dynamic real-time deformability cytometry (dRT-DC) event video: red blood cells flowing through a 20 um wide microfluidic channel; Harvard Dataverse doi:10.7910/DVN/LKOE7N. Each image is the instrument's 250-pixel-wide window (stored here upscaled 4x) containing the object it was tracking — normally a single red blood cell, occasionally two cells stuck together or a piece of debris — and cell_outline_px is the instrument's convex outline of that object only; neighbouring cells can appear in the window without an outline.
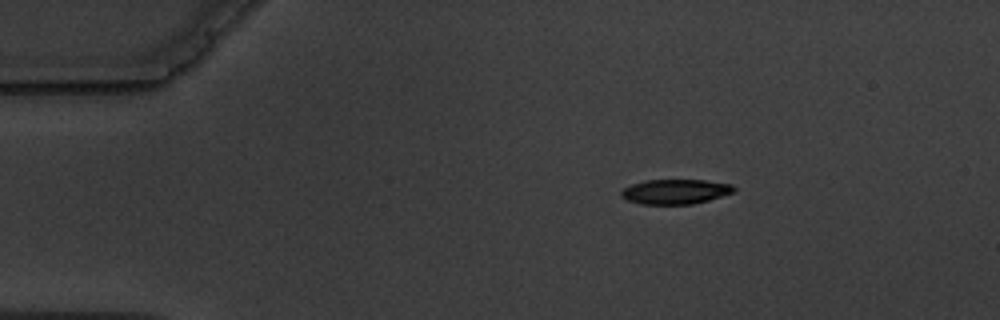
{"species": "common noctule bat (a hibernating species)", "species_latin": "Nyctalus noctula", "temperature_condition": "warm", "stored_images_in_passage": 3, "camera_frame_rate_fps": 3000, "um_per_image_px": 0.085, "animal": {"sex": "male", "body_mass_g": 19.5, "forearm_length_mm": 54.6}, "frame": {"image": 1, "passage_image": 1, "time_ms": 0.0, "image_size_px": [1000, 320], "cell_outline_px": [[736, 192], [708, 200], [692, 204], [640, 204], [628, 200], [620, 196], [620, 192], [624, 188], [632, 184], [644, 180], [704, 180], [732, 184], [736, 188]], "centroid_in_image_um": [57.42, 16.28], "position_along_channel_um": 27.6, "area_um2": 16.36}}